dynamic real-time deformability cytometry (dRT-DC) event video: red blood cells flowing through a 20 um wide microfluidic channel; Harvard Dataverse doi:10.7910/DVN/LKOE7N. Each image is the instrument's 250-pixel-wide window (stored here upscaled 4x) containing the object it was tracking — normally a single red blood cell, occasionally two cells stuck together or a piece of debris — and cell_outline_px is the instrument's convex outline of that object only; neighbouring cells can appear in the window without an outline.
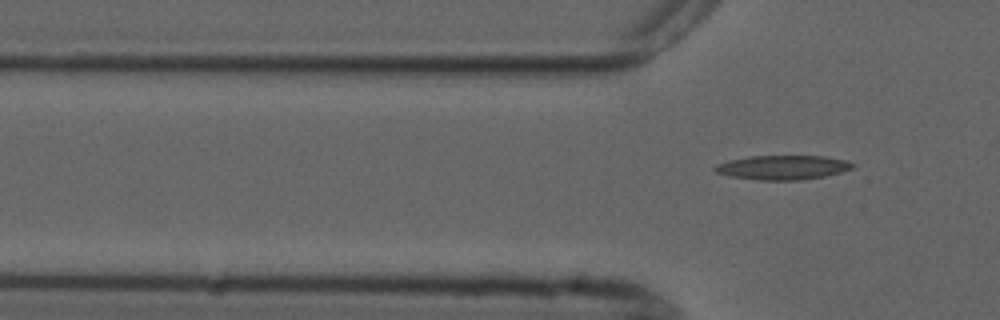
{"species": "common noctule bat (a hibernating species)", "species_latin": "Nyctalus noctula", "temperature_condition": "cold", "stored_images_in_passage": 7, "segment_of_instrument_passage": [2, 2], "camera_frame_rate_fps": 3000, "um_per_image_px": 0.085, "animal": {"sex": "male", "forearm_length_mm": 52.5}, "frame": {"image": 1, "passage_image": 7, "time_ms": 7.667, "image_size_px": [1000, 320], "cell_outline_px": [[856, 164], [852, 168], [840, 172], [824, 176], [800, 180], [756, 180], [728, 176], [716, 172], [712, 168], [716, 164], [728, 160], [752, 156], [824, 156], [844, 160]], "centroid_in_image_um": [66.48, 14.23], "position_along_channel_um": 59.3, "area_um2": 19.48}}